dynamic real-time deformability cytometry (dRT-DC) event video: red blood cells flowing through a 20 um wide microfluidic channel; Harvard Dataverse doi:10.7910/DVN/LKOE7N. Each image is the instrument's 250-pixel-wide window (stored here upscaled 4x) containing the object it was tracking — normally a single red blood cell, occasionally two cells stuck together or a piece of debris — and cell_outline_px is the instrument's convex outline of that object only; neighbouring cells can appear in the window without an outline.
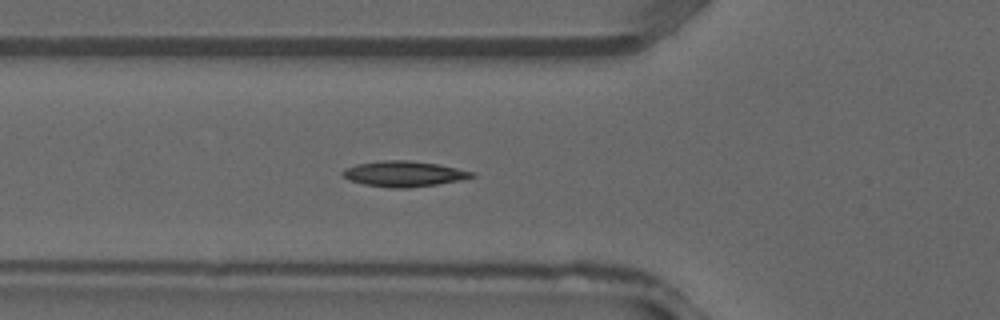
{"species": "common noctule bat (a hibernating species)", "species_latin": "Nyctalus noctula", "temperature_condition": "warm", "stored_images_in_passage": 24, "camera_frame_rate_fps": 3000, "um_per_image_px": 0.085, "animal": {"sex": "male", "forearm_length_mm": 52.5}, "frame": {"image": 1, "passage_image": 4, "time_ms": 1.0, "image_size_px": [1000, 320], "cell_outline_px": [[476, 176], [460, 180], [436, 184], [408, 188], [392, 188], [364, 184], [348, 180], [340, 172], [344, 168], [356, 164], [380, 160], [408, 160], [440, 164], [476, 172]], "centroid_in_image_um": [34.33, 14.76], "position_along_channel_um": 91.5, "area_um2": 19.42}}
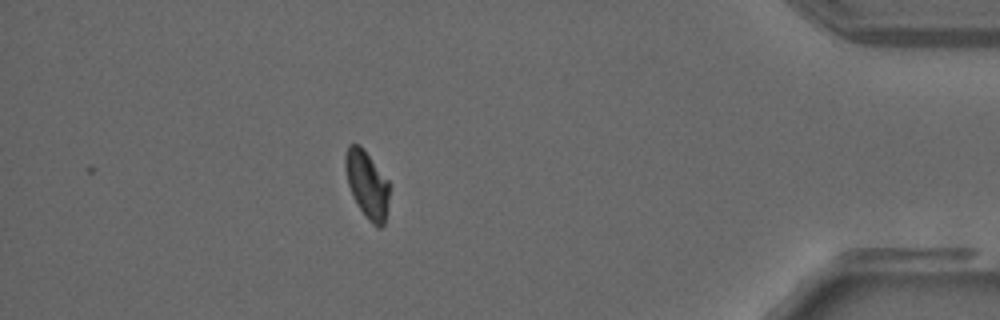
{"frame": {"image": 2, "passage_image": 24, "time_ms": 7.667, "image_size_px": [1000, 320], "cell_outline_px": [[388, 200], [384, 224], [380, 228], [376, 228], [368, 220], [360, 208], [348, 184], [344, 168], [344, 156], [348, 144], [360, 144], [364, 148], [388, 180]], "centroid_in_image_um": [31.18, 15.63], "position_along_channel_um": 404.0, "area_um2": 17.17}}